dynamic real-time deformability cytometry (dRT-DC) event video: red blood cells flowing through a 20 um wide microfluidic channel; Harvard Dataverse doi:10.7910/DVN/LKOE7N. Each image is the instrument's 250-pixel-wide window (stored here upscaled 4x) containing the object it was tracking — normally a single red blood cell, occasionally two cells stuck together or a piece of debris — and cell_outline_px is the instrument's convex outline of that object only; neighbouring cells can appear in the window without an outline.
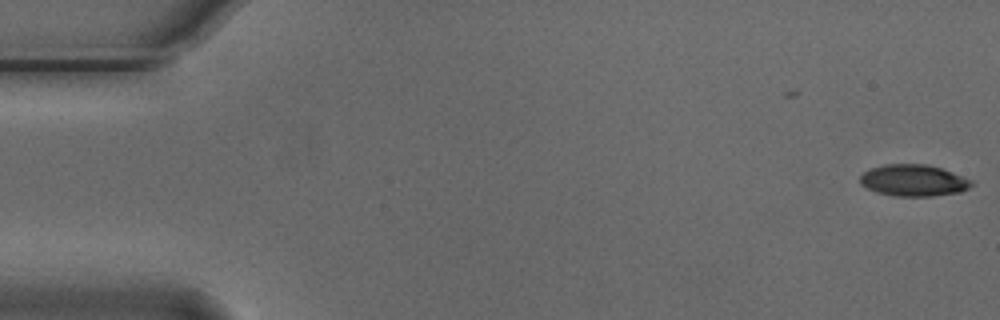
{"species": "Egyptian fruit bat (a non-hibernating species)", "species_latin": "Rousettus aegyptiacus", "temperature_condition": "cold", "stored_images_in_passage": 18, "camera_frame_rate_fps": 3000, "um_per_image_px": 0.085, "animal": {"sex": "male"}, "frame": {"image": 1, "passage_image": 1, "time_ms": 0.0, "image_size_px": [1000, 320], "cell_outline_px": [[976, 184], [960, 192], [932, 196], [896, 196], [876, 192], [860, 184], [860, 176], [868, 168], [884, 164], [928, 164], [952, 172], [972, 180]], "centroid_in_image_um": [77.65, 15.33], "position_along_channel_um": 7.4, "area_um2": 20.63}}
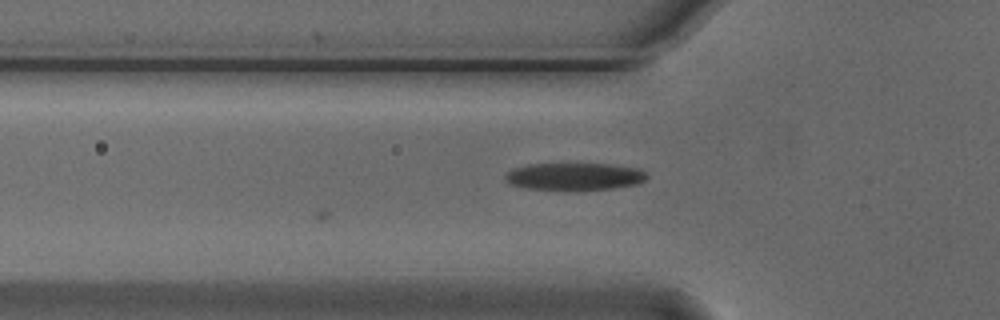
{"frame": {"image": 2, "passage_image": 18, "time_ms": 5.667, "image_size_px": [1000, 320], "cell_outline_px": [[648, 176], [644, 180], [636, 184], [612, 188], [568, 192], [564, 192], [524, 188], [508, 184], [504, 180], [504, 176], [512, 168], [528, 164], [608, 164], [640, 168], [648, 172]], "centroid_in_image_um": [48.78, 15.03], "position_along_channel_um": 77.0, "area_um2": 23.41}}